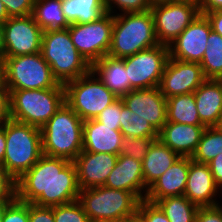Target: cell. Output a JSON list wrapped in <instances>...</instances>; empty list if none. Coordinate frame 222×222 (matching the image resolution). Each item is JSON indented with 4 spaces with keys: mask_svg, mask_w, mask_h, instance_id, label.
<instances>
[{
    "mask_svg": "<svg viewBox=\"0 0 222 222\" xmlns=\"http://www.w3.org/2000/svg\"><path fill=\"white\" fill-rule=\"evenodd\" d=\"M122 100L117 98L109 106L103 109L101 113L95 118L102 124L114 127V130H120V122H122Z\"/></svg>",
    "mask_w": 222,
    "mask_h": 222,
    "instance_id": "d590c367",
    "label": "cell"
},
{
    "mask_svg": "<svg viewBox=\"0 0 222 222\" xmlns=\"http://www.w3.org/2000/svg\"><path fill=\"white\" fill-rule=\"evenodd\" d=\"M206 45L200 62L204 76L206 79H222V36L212 30Z\"/></svg>",
    "mask_w": 222,
    "mask_h": 222,
    "instance_id": "f546056e",
    "label": "cell"
},
{
    "mask_svg": "<svg viewBox=\"0 0 222 222\" xmlns=\"http://www.w3.org/2000/svg\"><path fill=\"white\" fill-rule=\"evenodd\" d=\"M123 138L120 130H114V127L106 126L96 119L83 121L82 151L119 155Z\"/></svg>",
    "mask_w": 222,
    "mask_h": 222,
    "instance_id": "7402d4cb",
    "label": "cell"
},
{
    "mask_svg": "<svg viewBox=\"0 0 222 222\" xmlns=\"http://www.w3.org/2000/svg\"><path fill=\"white\" fill-rule=\"evenodd\" d=\"M194 97L202 125L215 127L222 113V79H206Z\"/></svg>",
    "mask_w": 222,
    "mask_h": 222,
    "instance_id": "603a6c76",
    "label": "cell"
},
{
    "mask_svg": "<svg viewBox=\"0 0 222 222\" xmlns=\"http://www.w3.org/2000/svg\"><path fill=\"white\" fill-rule=\"evenodd\" d=\"M43 30L32 14L9 17L3 24V56L14 57L41 52Z\"/></svg>",
    "mask_w": 222,
    "mask_h": 222,
    "instance_id": "4fadbf2b",
    "label": "cell"
},
{
    "mask_svg": "<svg viewBox=\"0 0 222 222\" xmlns=\"http://www.w3.org/2000/svg\"><path fill=\"white\" fill-rule=\"evenodd\" d=\"M0 87H5L4 86V61L2 57H0Z\"/></svg>",
    "mask_w": 222,
    "mask_h": 222,
    "instance_id": "816d5d0a",
    "label": "cell"
},
{
    "mask_svg": "<svg viewBox=\"0 0 222 222\" xmlns=\"http://www.w3.org/2000/svg\"><path fill=\"white\" fill-rule=\"evenodd\" d=\"M205 129L203 125L167 121L158 132V139L180 157H192Z\"/></svg>",
    "mask_w": 222,
    "mask_h": 222,
    "instance_id": "ffe728a7",
    "label": "cell"
},
{
    "mask_svg": "<svg viewBox=\"0 0 222 222\" xmlns=\"http://www.w3.org/2000/svg\"><path fill=\"white\" fill-rule=\"evenodd\" d=\"M16 199V181L0 165V200Z\"/></svg>",
    "mask_w": 222,
    "mask_h": 222,
    "instance_id": "ab89813d",
    "label": "cell"
},
{
    "mask_svg": "<svg viewBox=\"0 0 222 222\" xmlns=\"http://www.w3.org/2000/svg\"><path fill=\"white\" fill-rule=\"evenodd\" d=\"M2 58L6 89H48L59 84L41 52Z\"/></svg>",
    "mask_w": 222,
    "mask_h": 222,
    "instance_id": "9c48e42d",
    "label": "cell"
},
{
    "mask_svg": "<svg viewBox=\"0 0 222 222\" xmlns=\"http://www.w3.org/2000/svg\"><path fill=\"white\" fill-rule=\"evenodd\" d=\"M138 219H139L138 212H136L135 214L125 216L122 218H117V219L109 221V222H136Z\"/></svg>",
    "mask_w": 222,
    "mask_h": 222,
    "instance_id": "c3c4849f",
    "label": "cell"
},
{
    "mask_svg": "<svg viewBox=\"0 0 222 222\" xmlns=\"http://www.w3.org/2000/svg\"><path fill=\"white\" fill-rule=\"evenodd\" d=\"M217 129H219L220 131H222V113L219 117L218 123L215 126Z\"/></svg>",
    "mask_w": 222,
    "mask_h": 222,
    "instance_id": "11a10c76",
    "label": "cell"
},
{
    "mask_svg": "<svg viewBox=\"0 0 222 222\" xmlns=\"http://www.w3.org/2000/svg\"><path fill=\"white\" fill-rule=\"evenodd\" d=\"M64 87L65 102L83 121L95 119L118 98L92 71L67 82Z\"/></svg>",
    "mask_w": 222,
    "mask_h": 222,
    "instance_id": "ba28073f",
    "label": "cell"
},
{
    "mask_svg": "<svg viewBox=\"0 0 222 222\" xmlns=\"http://www.w3.org/2000/svg\"><path fill=\"white\" fill-rule=\"evenodd\" d=\"M40 129L44 155L74 161L82 152L83 120L66 102Z\"/></svg>",
    "mask_w": 222,
    "mask_h": 222,
    "instance_id": "7a4b0ae2",
    "label": "cell"
},
{
    "mask_svg": "<svg viewBox=\"0 0 222 222\" xmlns=\"http://www.w3.org/2000/svg\"><path fill=\"white\" fill-rule=\"evenodd\" d=\"M123 59L132 90L159 87L169 50L159 44Z\"/></svg>",
    "mask_w": 222,
    "mask_h": 222,
    "instance_id": "7c38bea8",
    "label": "cell"
},
{
    "mask_svg": "<svg viewBox=\"0 0 222 222\" xmlns=\"http://www.w3.org/2000/svg\"><path fill=\"white\" fill-rule=\"evenodd\" d=\"M208 165L215 183L220 186L222 184V154L220 153L214 157Z\"/></svg>",
    "mask_w": 222,
    "mask_h": 222,
    "instance_id": "ee69618b",
    "label": "cell"
},
{
    "mask_svg": "<svg viewBox=\"0 0 222 222\" xmlns=\"http://www.w3.org/2000/svg\"><path fill=\"white\" fill-rule=\"evenodd\" d=\"M14 200H0V222H2L4 212L6 208L13 202Z\"/></svg>",
    "mask_w": 222,
    "mask_h": 222,
    "instance_id": "681fc988",
    "label": "cell"
},
{
    "mask_svg": "<svg viewBox=\"0 0 222 222\" xmlns=\"http://www.w3.org/2000/svg\"><path fill=\"white\" fill-rule=\"evenodd\" d=\"M104 186L131 192L139 201L145 200L148 188L144 183L142 162L119 154L115 167L108 175Z\"/></svg>",
    "mask_w": 222,
    "mask_h": 222,
    "instance_id": "ac0fdd59",
    "label": "cell"
},
{
    "mask_svg": "<svg viewBox=\"0 0 222 222\" xmlns=\"http://www.w3.org/2000/svg\"><path fill=\"white\" fill-rule=\"evenodd\" d=\"M123 104L159 132L167 122V100L159 87L135 89L121 97Z\"/></svg>",
    "mask_w": 222,
    "mask_h": 222,
    "instance_id": "2e32d148",
    "label": "cell"
},
{
    "mask_svg": "<svg viewBox=\"0 0 222 222\" xmlns=\"http://www.w3.org/2000/svg\"><path fill=\"white\" fill-rule=\"evenodd\" d=\"M78 201L91 222H109L135 214L140 202L131 192L106 186L81 190Z\"/></svg>",
    "mask_w": 222,
    "mask_h": 222,
    "instance_id": "52a82bcc",
    "label": "cell"
},
{
    "mask_svg": "<svg viewBox=\"0 0 222 222\" xmlns=\"http://www.w3.org/2000/svg\"><path fill=\"white\" fill-rule=\"evenodd\" d=\"M212 27L205 14H199L168 46L169 57L184 62L200 63Z\"/></svg>",
    "mask_w": 222,
    "mask_h": 222,
    "instance_id": "5bb4252c",
    "label": "cell"
},
{
    "mask_svg": "<svg viewBox=\"0 0 222 222\" xmlns=\"http://www.w3.org/2000/svg\"><path fill=\"white\" fill-rule=\"evenodd\" d=\"M32 16L43 31L65 29L70 25L62 12L61 0H35Z\"/></svg>",
    "mask_w": 222,
    "mask_h": 222,
    "instance_id": "83f0119b",
    "label": "cell"
},
{
    "mask_svg": "<svg viewBox=\"0 0 222 222\" xmlns=\"http://www.w3.org/2000/svg\"><path fill=\"white\" fill-rule=\"evenodd\" d=\"M114 6H113V5ZM119 8L123 13L145 12L151 9V4L148 0H105L106 11L109 14L114 13L113 7Z\"/></svg>",
    "mask_w": 222,
    "mask_h": 222,
    "instance_id": "e575fe53",
    "label": "cell"
},
{
    "mask_svg": "<svg viewBox=\"0 0 222 222\" xmlns=\"http://www.w3.org/2000/svg\"><path fill=\"white\" fill-rule=\"evenodd\" d=\"M6 151L5 122L0 125V165L3 163Z\"/></svg>",
    "mask_w": 222,
    "mask_h": 222,
    "instance_id": "7dc6e473",
    "label": "cell"
},
{
    "mask_svg": "<svg viewBox=\"0 0 222 222\" xmlns=\"http://www.w3.org/2000/svg\"><path fill=\"white\" fill-rule=\"evenodd\" d=\"M201 14L222 9V0H198Z\"/></svg>",
    "mask_w": 222,
    "mask_h": 222,
    "instance_id": "bcb514c9",
    "label": "cell"
},
{
    "mask_svg": "<svg viewBox=\"0 0 222 222\" xmlns=\"http://www.w3.org/2000/svg\"><path fill=\"white\" fill-rule=\"evenodd\" d=\"M137 212L142 222H170L155 203L147 200L139 202Z\"/></svg>",
    "mask_w": 222,
    "mask_h": 222,
    "instance_id": "8d00e7d4",
    "label": "cell"
},
{
    "mask_svg": "<svg viewBox=\"0 0 222 222\" xmlns=\"http://www.w3.org/2000/svg\"><path fill=\"white\" fill-rule=\"evenodd\" d=\"M54 222H91L78 200L53 206Z\"/></svg>",
    "mask_w": 222,
    "mask_h": 222,
    "instance_id": "836d02e7",
    "label": "cell"
},
{
    "mask_svg": "<svg viewBox=\"0 0 222 222\" xmlns=\"http://www.w3.org/2000/svg\"><path fill=\"white\" fill-rule=\"evenodd\" d=\"M2 222H29V203L16 198L6 208Z\"/></svg>",
    "mask_w": 222,
    "mask_h": 222,
    "instance_id": "74e56055",
    "label": "cell"
},
{
    "mask_svg": "<svg viewBox=\"0 0 222 222\" xmlns=\"http://www.w3.org/2000/svg\"><path fill=\"white\" fill-rule=\"evenodd\" d=\"M9 17L27 16L32 14L35 0H1Z\"/></svg>",
    "mask_w": 222,
    "mask_h": 222,
    "instance_id": "f35d334b",
    "label": "cell"
},
{
    "mask_svg": "<svg viewBox=\"0 0 222 222\" xmlns=\"http://www.w3.org/2000/svg\"><path fill=\"white\" fill-rule=\"evenodd\" d=\"M10 119L41 128L65 103V87L7 89Z\"/></svg>",
    "mask_w": 222,
    "mask_h": 222,
    "instance_id": "277c9868",
    "label": "cell"
},
{
    "mask_svg": "<svg viewBox=\"0 0 222 222\" xmlns=\"http://www.w3.org/2000/svg\"><path fill=\"white\" fill-rule=\"evenodd\" d=\"M156 139L158 137H124L121 143L120 154L143 162L150 146Z\"/></svg>",
    "mask_w": 222,
    "mask_h": 222,
    "instance_id": "d6a6232c",
    "label": "cell"
},
{
    "mask_svg": "<svg viewBox=\"0 0 222 222\" xmlns=\"http://www.w3.org/2000/svg\"><path fill=\"white\" fill-rule=\"evenodd\" d=\"M191 157H179L149 188L145 200L155 203L168 196L184 195Z\"/></svg>",
    "mask_w": 222,
    "mask_h": 222,
    "instance_id": "44dd1931",
    "label": "cell"
},
{
    "mask_svg": "<svg viewBox=\"0 0 222 222\" xmlns=\"http://www.w3.org/2000/svg\"><path fill=\"white\" fill-rule=\"evenodd\" d=\"M61 8L69 24L93 22L107 13L105 0H61Z\"/></svg>",
    "mask_w": 222,
    "mask_h": 222,
    "instance_id": "484cf974",
    "label": "cell"
},
{
    "mask_svg": "<svg viewBox=\"0 0 222 222\" xmlns=\"http://www.w3.org/2000/svg\"><path fill=\"white\" fill-rule=\"evenodd\" d=\"M217 207L222 211V205L220 206L219 203H218Z\"/></svg>",
    "mask_w": 222,
    "mask_h": 222,
    "instance_id": "9f6ffc18",
    "label": "cell"
},
{
    "mask_svg": "<svg viewBox=\"0 0 222 222\" xmlns=\"http://www.w3.org/2000/svg\"><path fill=\"white\" fill-rule=\"evenodd\" d=\"M206 80L200 63L168 59L159 84L165 98L193 93Z\"/></svg>",
    "mask_w": 222,
    "mask_h": 222,
    "instance_id": "9a60e30c",
    "label": "cell"
},
{
    "mask_svg": "<svg viewBox=\"0 0 222 222\" xmlns=\"http://www.w3.org/2000/svg\"><path fill=\"white\" fill-rule=\"evenodd\" d=\"M156 38L169 46L200 14L198 1L171 0L151 6Z\"/></svg>",
    "mask_w": 222,
    "mask_h": 222,
    "instance_id": "30bf717a",
    "label": "cell"
},
{
    "mask_svg": "<svg viewBox=\"0 0 222 222\" xmlns=\"http://www.w3.org/2000/svg\"><path fill=\"white\" fill-rule=\"evenodd\" d=\"M118 156L111 153L82 151L73 161L77 168L80 189L104 186Z\"/></svg>",
    "mask_w": 222,
    "mask_h": 222,
    "instance_id": "e0dca14e",
    "label": "cell"
},
{
    "mask_svg": "<svg viewBox=\"0 0 222 222\" xmlns=\"http://www.w3.org/2000/svg\"><path fill=\"white\" fill-rule=\"evenodd\" d=\"M148 1L151 5H155V4L164 3L166 1H171V0H148Z\"/></svg>",
    "mask_w": 222,
    "mask_h": 222,
    "instance_id": "db71d44e",
    "label": "cell"
},
{
    "mask_svg": "<svg viewBox=\"0 0 222 222\" xmlns=\"http://www.w3.org/2000/svg\"><path fill=\"white\" fill-rule=\"evenodd\" d=\"M155 204L170 222H195L199 206L190 202L184 195L168 196Z\"/></svg>",
    "mask_w": 222,
    "mask_h": 222,
    "instance_id": "f1b7e54d",
    "label": "cell"
},
{
    "mask_svg": "<svg viewBox=\"0 0 222 222\" xmlns=\"http://www.w3.org/2000/svg\"><path fill=\"white\" fill-rule=\"evenodd\" d=\"M159 45L150 10L114 14L109 56L125 58Z\"/></svg>",
    "mask_w": 222,
    "mask_h": 222,
    "instance_id": "3957f363",
    "label": "cell"
},
{
    "mask_svg": "<svg viewBox=\"0 0 222 222\" xmlns=\"http://www.w3.org/2000/svg\"><path fill=\"white\" fill-rule=\"evenodd\" d=\"M41 53L58 83L65 85L91 71L72 43L68 28L43 31Z\"/></svg>",
    "mask_w": 222,
    "mask_h": 222,
    "instance_id": "8992f818",
    "label": "cell"
},
{
    "mask_svg": "<svg viewBox=\"0 0 222 222\" xmlns=\"http://www.w3.org/2000/svg\"><path fill=\"white\" fill-rule=\"evenodd\" d=\"M9 119V91L5 87H0V125Z\"/></svg>",
    "mask_w": 222,
    "mask_h": 222,
    "instance_id": "7bdbcfd3",
    "label": "cell"
},
{
    "mask_svg": "<svg viewBox=\"0 0 222 222\" xmlns=\"http://www.w3.org/2000/svg\"><path fill=\"white\" fill-rule=\"evenodd\" d=\"M29 222H54L53 207L29 203Z\"/></svg>",
    "mask_w": 222,
    "mask_h": 222,
    "instance_id": "60d3db41",
    "label": "cell"
},
{
    "mask_svg": "<svg viewBox=\"0 0 222 222\" xmlns=\"http://www.w3.org/2000/svg\"><path fill=\"white\" fill-rule=\"evenodd\" d=\"M91 71L118 98L132 91L122 58L105 55L91 65Z\"/></svg>",
    "mask_w": 222,
    "mask_h": 222,
    "instance_id": "cb8c5ba5",
    "label": "cell"
},
{
    "mask_svg": "<svg viewBox=\"0 0 222 222\" xmlns=\"http://www.w3.org/2000/svg\"><path fill=\"white\" fill-rule=\"evenodd\" d=\"M113 24L114 15L105 13L96 21L69 25L72 43L90 65L108 54Z\"/></svg>",
    "mask_w": 222,
    "mask_h": 222,
    "instance_id": "8fae6325",
    "label": "cell"
},
{
    "mask_svg": "<svg viewBox=\"0 0 222 222\" xmlns=\"http://www.w3.org/2000/svg\"><path fill=\"white\" fill-rule=\"evenodd\" d=\"M3 56V24H0V57Z\"/></svg>",
    "mask_w": 222,
    "mask_h": 222,
    "instance_id": "f5cc1de1",
    "label": "cell"
},
{
    "mask_svg": "<svg viewBox=\"0 0 222 222\" xmlns=\"http://www.w3.org/2000/svg\"><path fill=\"white\" fill-rule=\"evenodd\" d=\"M122 122L120 131L123 137H158V132L145 119L130 111L122 101Z\"/></svg>",
    "mask_w": 222,
    "mask_h": 222,
    "instance_id": "1f68e13d",
    "label": "cell"
},
{
    "mask_svg": "<svg viewBox=\"0 0 222 222\" xmlns=\"http://www.w3.org/2000/svg\"><path fill=\"white\" fill-rule=\"evenodd\" d=\"M219 186L215 183L208 164L189 163L186 189L184 196L199 207L216 206L215 196Z\"/></svg>",
    "mask_w": 222,
    "mask_h": 222,
    "instance_id": "d6986e66",
    "label": "cell"
},
{
    "mask_svg": "<svg viewBox=\"0 0 222 222\" xmlns=\"http://www.w3.org/2000/svg\"><path fill=\"white\" fill-rule=\"evenodd\" d=\"M195 222H222V211L217 205L199 207Z\"/></svg>",
    "mask_w": 222,
    "mask_h": 222,
    "instance_id": "b9f144b4",
    "label": "cell"
},
{
    "mask_svg": "<svg viewBox=\"0 0 222 222\" xmlns=\"http://www.w3.org/2000/svg\"><path fill=\"white\" fill-rule=\"evenodd\" d=\"M212 30L222 36V9L205 13Z\"/></svg>",
    "mask_w": 222,
    "mask_h": 222,
    "instance_id": "f6af8a7d",
    "label": "cell"
},
{
    "mask_svg": "<svg viewBox=\"0 0 222 222\" xmlns=\"http://www.w3.org/2000/svg\"><path fill=\"white\" fill-rule=\"evenodd\" d=\"M167 100V121L181 124L202 125L194 92L166 98Z\"/></svg>",
    "mask_w": 222,
    "mask_h": 222,
    "instance_id": "4316f807",
    "label": "cell"
},
{
    "mask_svg": "<svg viewBox=\"0 0 222 222\" xmlns=\"http://www.w3.org/2000/svg\"><path fill=\"white\" fill-rule=\"evenodd\" d=\"M222 154V131L216 127H206L198 147L191 157L194 162L208 164L218 154Z\"/></svg>",
    "mask_w": 222,
    "mask_h": 222,
    "instance_id": "4dcf8cb0",
    "label": "cell"
},
{
    "mask_svg": "<svg viewBox=\"0 0 222 222\" xmlns=\"http://www.w3.org/2000/svg\"><path fill=\"white\" fill-rule=\"evenodd\" d=\"M6 151L1 164L16 181L43 155L41 129L9 119L5 121Z\"/></svg>",
    "mask_w": 222,
    "mask_h": 222,
    "instance_id": "5b68a950",
    "label": "cell"
},
{
    "mask_svg": "<svg viewBox=\"0 0 222 222\" xmlns=\"http://www.w3.org/2000/svg\"><path fill=\"white\" fill-rule=\"evenodd\" d=\"M9 18L8 13L5 9L4 4L0 0V24H4L6 20Z\"/></svg>",
    "mask_w": 222,
    "mask_h": 222,
    "instance_id": "f907efd6",
    "label": "cell"
},
{
    "mask_svg": "<svg viewBox=\"0 0 222 222\" xmlns=\"http://www.w3.org/2000/svg\"><path fill=\"white\" fill-rule=\"evenodd\" d=\"M80 191L75 163L44 154L16 180V198L39 206L53 207L76 201Z\"/></svg>",
    "mask_w": 222,
    "mask_h": 222,
    "instance_id": "6da1fadb",
    "label": "cell"
},
{
    "mask_svg": "<svg viewBox=\"0 0 222 222\" xmlns=\"http://www.w3.org/2000/svg\"><path fill=\"white\" fill-rule=\"evenodd\" d=\"M180 156L156 139L142 162L144 183L149 188Z\"/></svg>",
    "mask_w": 222,
    "mask_h": 222,
    "instance_id": "d4e9b609",
    "label": "cell"
}]
</instances>
